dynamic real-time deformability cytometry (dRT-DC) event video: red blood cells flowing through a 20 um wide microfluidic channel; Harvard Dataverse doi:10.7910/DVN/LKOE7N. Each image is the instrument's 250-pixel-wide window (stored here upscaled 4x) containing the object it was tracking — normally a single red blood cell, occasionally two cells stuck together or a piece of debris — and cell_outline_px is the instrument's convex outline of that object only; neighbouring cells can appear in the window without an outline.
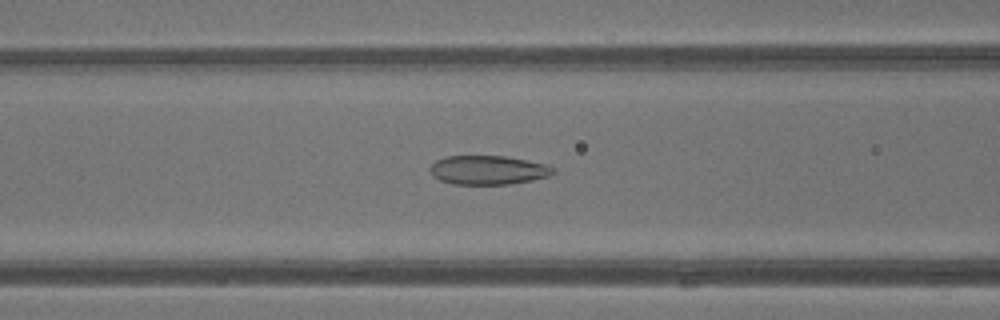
{"species": "common noctule bat (a hibernating species)", "species_latin": "Nyctalus noctula", "temperature_condition": "warm", "stored_images_in_passage": 43, "camera_frame_rate_fps": 3000, "um_per_image_px": 0.085, "animal": {"sex": "male", "body_mass_g": 13.3}, "frame": {"image": 1, "passage_image": 18, "time_ms": 5.667, "image_size_px": [1000, 320], "cell_outline_px": [[556, 172], [548, 176], [532, 180], [508, 184], [452, 184], [440, 180], [432, 176], [428, 168], [436, 160], [448, 156], [504, 156], [548, 164], [556, 168]], "centroid_in_image_um": [41.49, 14.45], "position_along_channel_um": 125.1, "area_um2": 20.92}}
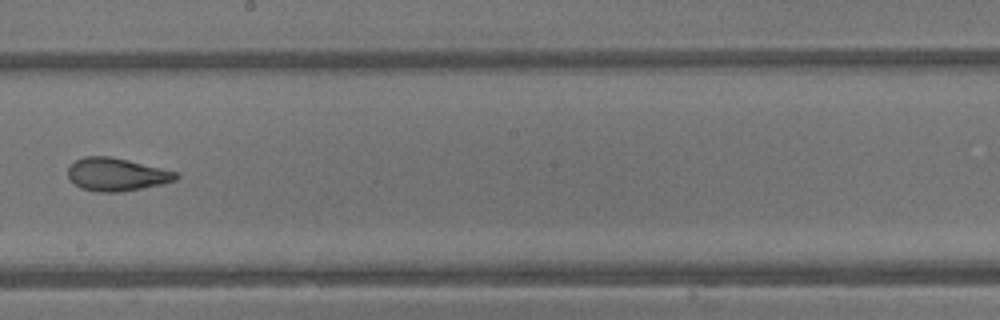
{"frame": {"image": 2, "passage_image": 25, "time_ms": 8.0, "image_size_px": [1000, 320], "cell_outline_px": [[180, 176], [176, 180], [160, 184], [120, 192], [100, 192], [80, 188], [68, 176], [68, 168], [76, 160], [84, 156], [108, 156], [128, 160], [180, 172]], "centroid_in_image_um": [9.94, 14.82], "position_along_channel_um": 238.3, "area_um2": 20.63}}
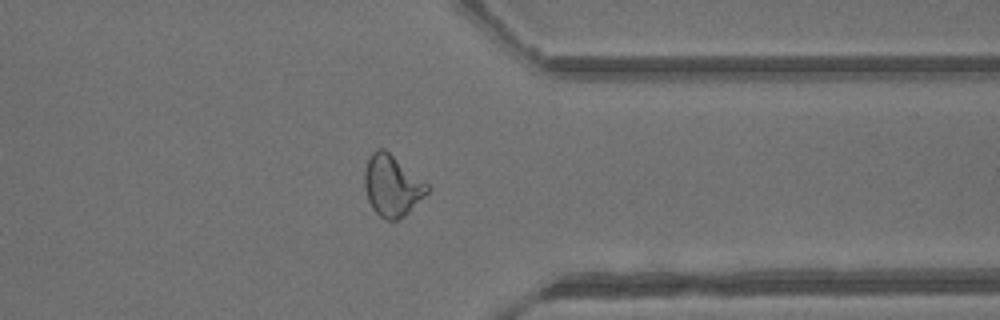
{"frame": {"image": 3, "passage_image": 34, "time_ms": 11.0, "image_size_px": [1000, 320], "cell_outline_px": [[432, 188], [404, 216], [396, 220], [388, 220], [380, 216], [372, 208], [368, 200], [364, 184], [364, 172], [368, 160], [372, 152], [376, 148], [384, 148], [428, 184]], "centroid_in_image_um": [33.32, 15.77], "position_along_channel_um": 378.1, "area_um2": 22.14}, "authors_computed_cell_mechanics": {"area_um2": 23.0622, "velocity_mm_per_s": 4.8524, "shape_relaxation_time_tau1_ms": null, "shape_relaxation_time_tau2_ms": 1.4217, "deformation_change_tau1": null, "deformation_change_tau2": 0.0861}}